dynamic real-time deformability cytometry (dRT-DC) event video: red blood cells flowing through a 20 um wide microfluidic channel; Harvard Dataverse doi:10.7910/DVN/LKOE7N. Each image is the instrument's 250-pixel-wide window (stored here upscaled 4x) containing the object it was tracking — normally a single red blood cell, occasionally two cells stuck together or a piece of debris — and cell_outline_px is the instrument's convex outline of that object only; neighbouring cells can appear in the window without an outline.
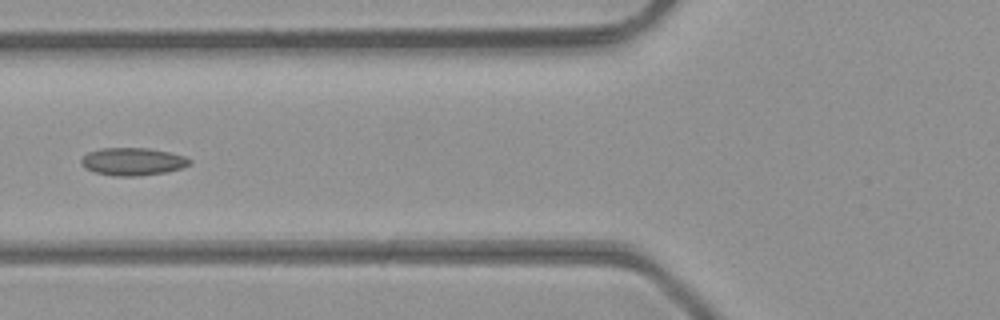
{"species": "common noctule bat (a hibernating species)", "species_latin": "Nyctalus noctula", "temperature_condition": "room temperature", "stored_images_in_passage": 5, "camera_frame_rate_fps": 3000, "um_per_image_px": 0.085, "animal": {"sex": "male", "body_mass_g": 23.1, "forearm_length_mm": 52.7}, "frame": {"image": 1, "passage_image": 5, "time_ms": 1.333, "image_size_px": [1000, 320], "cell_outline_px": [[192, 164], [180, 168], [164, 172], [140, 176], [112, 176], [96, 172], [84, 168], [80, 164], [80, 160], [88, 152], [100, 148], [148, 148], [168, 152], [184, 156], [192, 160]], "centroid_in_image_um": [11.26, 13.73], "position_along_channel_um": 114.5, "area_um2": 17.51}}